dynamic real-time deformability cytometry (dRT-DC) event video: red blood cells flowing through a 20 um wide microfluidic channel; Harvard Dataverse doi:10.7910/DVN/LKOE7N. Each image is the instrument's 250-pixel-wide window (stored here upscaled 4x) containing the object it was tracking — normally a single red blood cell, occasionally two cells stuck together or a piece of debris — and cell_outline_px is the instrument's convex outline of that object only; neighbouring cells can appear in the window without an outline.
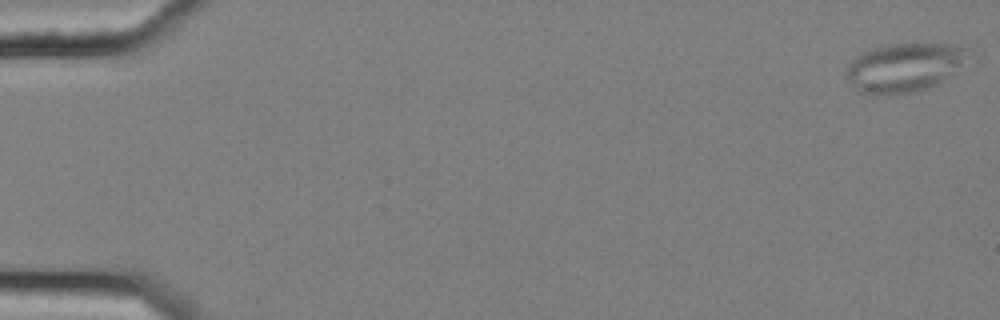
{"species": "common noctule bat (a hibernating species)", "species_latin": "Nyctalus noctula", "temperature_condition": "cold", "stored_images_in_passage": 5, "camera_frame_rate_fps": 3000, "um_per_image_px": 0.085, "animal": {"sex": "female", "body_mass_g": 25.1}, "frame": {"image": 1, "passage_image": 1, "time_ms": 0.0, "image_size_px": [1000, 320], "cell_outline_px": [[968, 48], [960, 64], [936, 84], [928, 88], [912, 92], [860, 92], [844, 76], [848, 64], [860, 52], [872, 48], [888, 44], [944, 44]], "centroid_in_image_um": [76.75, 5.69], "position_along_channel_um": 8.2, "area_um2": 33.23}}